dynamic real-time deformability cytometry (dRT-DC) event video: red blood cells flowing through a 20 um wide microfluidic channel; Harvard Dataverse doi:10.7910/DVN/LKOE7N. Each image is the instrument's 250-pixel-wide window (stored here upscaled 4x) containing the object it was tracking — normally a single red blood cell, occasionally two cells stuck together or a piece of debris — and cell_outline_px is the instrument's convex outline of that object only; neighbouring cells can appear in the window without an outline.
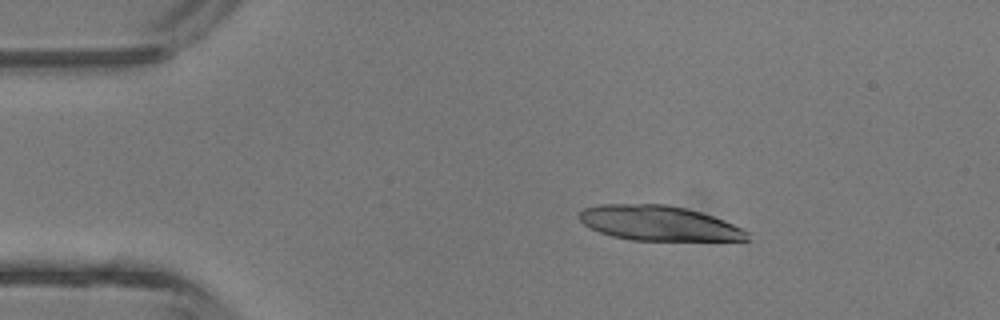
{"species": "common noctule bat (a hibernating species)", "species_latin": "Nyctalus noctula", "temperature_condition": "room temperature", "stored_images_in_passage": 3, "camera_frame_rate_fps": 3000, "um_per_image_px": 0.085, "animal": {"sex": "male", "body_mass_g": 13.3}, "frame": {"image": 1, "passage_image": 2, "time_ms": 1.333, "image_size_px": [1000, 320], "cell_outline_px": [[752, 240], [632, 240], [612, 236], [600, 232], [584, 224], [576, 216], [584, 208], [600, 204], [664, 204], [688, 208], [724, 220], [748, 232]], "centroid_in_image_um": [55.98, 18.96], "position_along_channel_um": 29.0, "area_um2": 34.04}}